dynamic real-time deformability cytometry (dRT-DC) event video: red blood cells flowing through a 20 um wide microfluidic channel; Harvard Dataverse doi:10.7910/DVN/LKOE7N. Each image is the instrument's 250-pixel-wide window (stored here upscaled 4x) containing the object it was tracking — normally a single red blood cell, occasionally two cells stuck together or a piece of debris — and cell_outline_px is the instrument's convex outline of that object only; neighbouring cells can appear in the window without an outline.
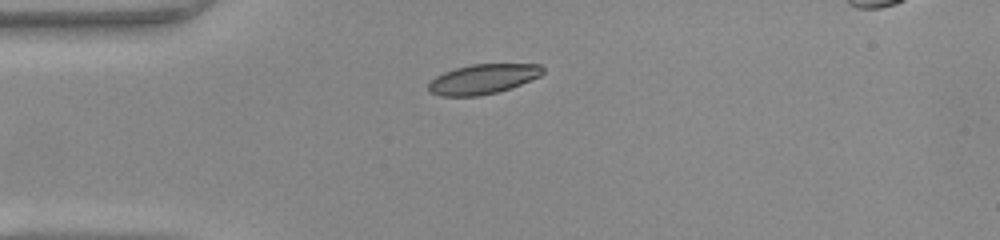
{"species": "common noctule bat (a hibernating species)", "species_latin": "Nyctalus noctula", "temperature_condition": "warm", "stored_images_in_passage": 33, "camera_frame_rate_fps": 3000, "um_per_image_px": 0.085, "animal": {"sex": "female", "body_mass_g": 22.0, "forearm_length_mm": 56.7}, "frame": {"image": 1, "passage_image": 1, "time_ms": 0.0, "image_size_px": [1000, 240], "cell_outline_px": [[544, 72], [540, 76], [520, 84], [496, 92], [480, 96], [440, 96], [428, 92], [428, 84], [436, 76], [444, 72], [456, 68], [472, 64], [540, 64], [544, 68]], "centroid_in_image_um": [41.03, 6.72], "position_along_channel_um": 44.0, "area_um2": 19.77}}
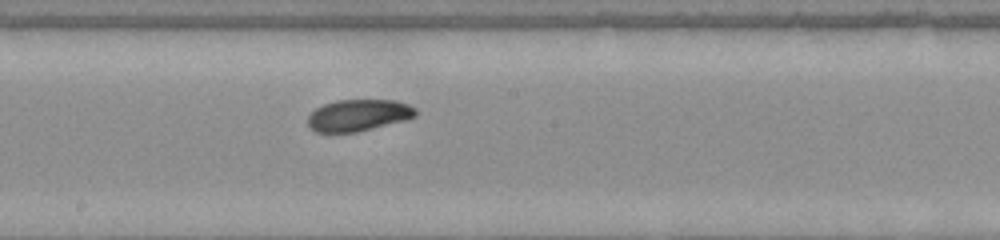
{"frame": {"image": 2, "passage_image": 15, "time_ms": 4.667, "image_size_px": [1000, 240], "cell_outline_px": [[416, 116], [404, 120], [356, 132], [316, 132], [308, 124], [308, 116], [316, 108], [324, 104], [336, 100], [396, 100], [408, 104], [416, 108]], "centroid_in_image_um": [30.47, 9.78], "position_along_channel_um": 217.7, "area_um2": 19.71}}
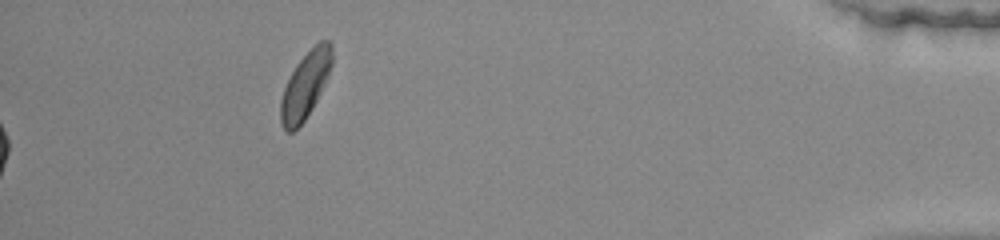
{"frame": {"image": 3, "passage_image": 33, "time_ms": 10.667, "image_size_px": [1000, 240], "cell_outline_px": [[332, 64], [328, 76], [312, 108], [304, 120], [292, 132], [288, 132], [284, 128], [280, 120], [280, 100], [284, 88], [296, 64], [320, 40], [328, 40], [332, 44]], "centroid_in_image_um": [25.95, 7.23], "position_along_channel_um": 409.2, "area_um2": 19.48}, "authors_computed_cell_mechanics": {"area_um2": 19.7676, "velocity_mm_per_s": 4.1597, "shape_relaxation_time_tau1_ms": 2.8883, "shape_relaxation_time_tau2_ms": 11.2123, "deformation_change_tau1": 0.1009, "deformation_change_tau2": 0.1606}}